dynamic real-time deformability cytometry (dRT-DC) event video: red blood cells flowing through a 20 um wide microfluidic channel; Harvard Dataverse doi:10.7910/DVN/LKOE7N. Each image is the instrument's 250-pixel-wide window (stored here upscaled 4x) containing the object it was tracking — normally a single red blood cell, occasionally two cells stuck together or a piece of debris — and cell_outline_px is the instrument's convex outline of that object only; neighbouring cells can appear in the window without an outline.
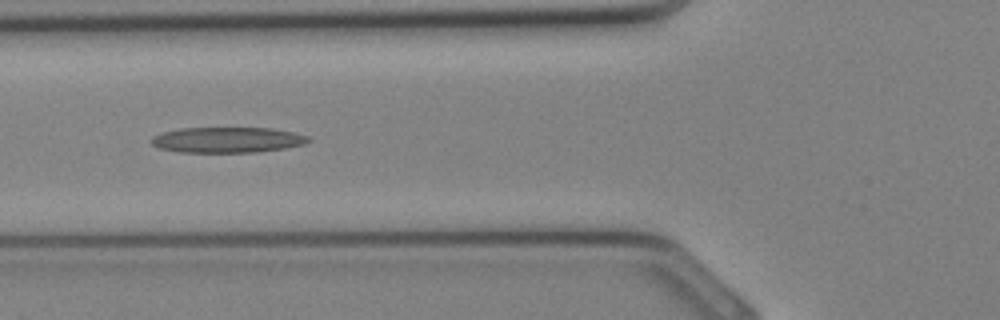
{"species": "Egyptian fruit bat (a non-hibernating species)", "species_latin": "Rousettus aegyptiacus", "temperature_condition": "cold", "stored_images_in_passage": 26, "camera_frame_rate_fps": 3000, "um_per_image_px": 0.085, "animal": {"sex": "female"}, "frame": {"image": 1, "passage_image": 8, "time_ms": 2.333, "image_size_px": [1000, 320], "cell_outline_px": [[312, 140], [304, 144], [284, 148], [256, 152], [180, 152], [160, 148], [152, 144], [152, 136], [164, 132], [180, 128], [272, 128], [296, 132], [308, 136]], "centroid_in_image_um": [19.37, 11.88], "position_along_channel_um": 106.4, "area_um2": 23.35}}